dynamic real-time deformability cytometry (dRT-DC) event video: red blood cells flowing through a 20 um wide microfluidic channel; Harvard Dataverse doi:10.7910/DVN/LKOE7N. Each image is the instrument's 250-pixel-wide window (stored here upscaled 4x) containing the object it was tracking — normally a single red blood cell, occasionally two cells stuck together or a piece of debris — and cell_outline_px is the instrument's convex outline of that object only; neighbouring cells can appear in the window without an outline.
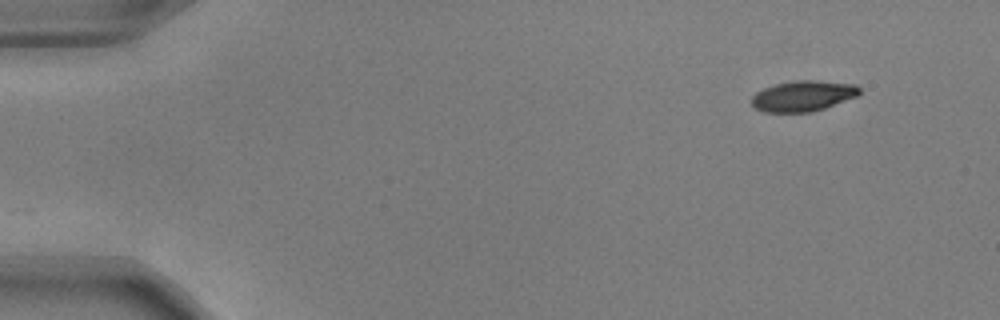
{"species": "common noctule bat (a hibernating species)", "species_latin": "Nyctalus noctula", "temperature_condition": "warm", "stored_images_in_passage": 50, "camera_frame_rate_fps": 3000, "um_per_image_px": 0.085, "animal": {"sex": "male", "body_mass_g": 17.9, "forearm_length_mm": 54.2}, "frame": {"image": 1, "passage_image": 1, "time_ms": 0.0, "image_size_px": [1000, 320], "cell_outline_px": [[860, 92], [856, 96], [824, 108], [812, 112], [764, 112], [756, 108], [752, 104], [752, 96], [756, 92], [764, 88], [776, 84], [796, 80], [816, 80], [856, 84], [860, 88]], "centroid_in_image_um": [68.25, 8.15], "position_along_channel_um": 16.7, "area_um2": 19.13}}
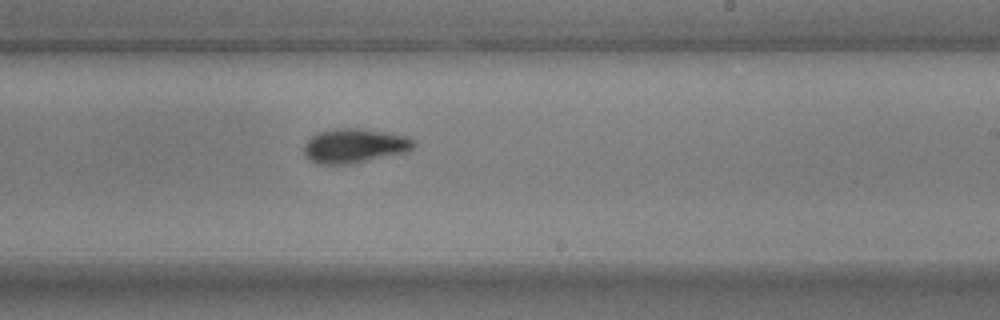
{"frame": {"image": 2, "passage_image": 29, "time_ms": 9.333, "image_size_px": [1000, 320], "cell_outline_px": [[416, 144], [408, 152], [348, 164], [320, 164], [308, 160], [304, 152], [304, 144], [312, 136], [320, 132], [336, 128], [356, 128], [408, 136], [416, 140]], "centroid_in_image_um": [30.15, 12.4], "position_along_channel_um": 258.9, "area_um2": 21.85}}
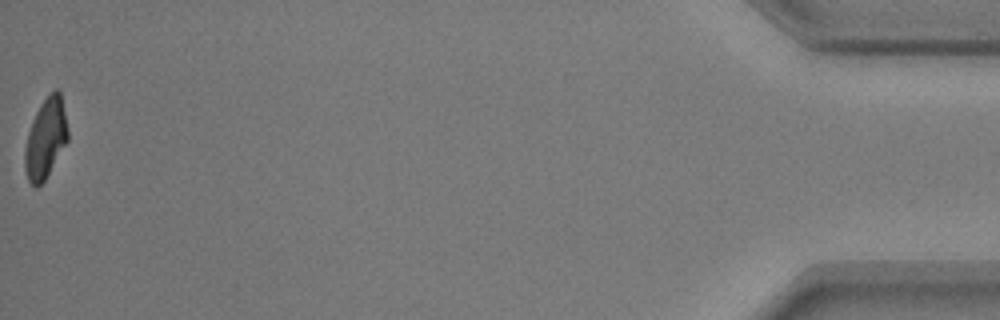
{"frame": {"image": 3, "passage_image": 50, "time_ms": 16.333, "image_size_px": [1000, 320], "cell_outline_px": [[68, 140], [44, 180], [36, 188], [28, 180], [24, 168], [24, 148], [28, 132], [32, 120], [40, 104], [56, 88], [60, 92], [68, 128]], "centroid_in_image_um": [3.86, 11.77], "position_along_channel_um": 431.3, "area_um2": 19.83}, "authors_computed_cell_mechanics": {"area_um2": 21.0681, "velocity_mm_per_s": 3.7732, "shape_relaxation_time_tau1_ms": 2.8143, "shape_relaxation_time_tau2_ms": 1.6577, "deformation_change_tau1": 0.1441, "deformation_change_tau2": 0.0646}}